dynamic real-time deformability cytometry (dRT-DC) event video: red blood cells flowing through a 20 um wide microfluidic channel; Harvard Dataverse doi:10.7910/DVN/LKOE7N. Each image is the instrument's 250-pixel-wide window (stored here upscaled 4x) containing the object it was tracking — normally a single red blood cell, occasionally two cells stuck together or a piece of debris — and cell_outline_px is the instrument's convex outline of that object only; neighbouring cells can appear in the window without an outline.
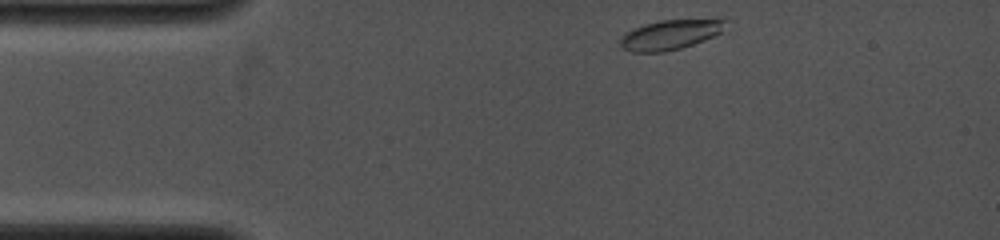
{"species": "common noctule bat (a hibernating species)", "species_latin": "Nyctalus noctula", "temperature_condition": "cold", "stored_images_in_passage": 9, "camera_frame_rate_fps": 4000, "um_per_image_px": 0.085, "animal": {"sex": "female", "body_mass_g": 19.0, "forearm_length_mm": 53.3}, "frame": {"image": 1, "passage_image": 1, "time_ms": 0.0, "image_size_px": [1000, 240], "cell_outline_px": [[728, 20], [720, 32], [704, 40], [680, 48], [664, 52], [632, 52], [624, 48], [620, 44], [620, 40], [624, 32], [644, 24], [660, 20], [720, 16], [724, 16]], "centroid_in_image_um": [57.06, 2.88], "position_along_channel_um": 27.9, "area_um2": 18.9}}
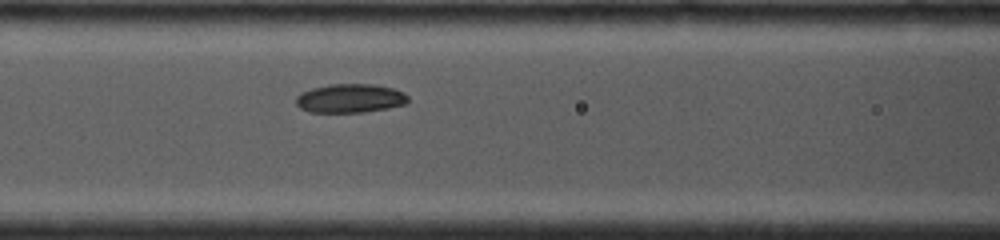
{"frame": {"image": 2, "passage_image": 6, "time_ms": 3.75, "image_size_px": [1000, 240], "cell_outline_px": [[408, 104], [388, 108], [364, 112], [308, 112], [300, 108], [296, 104], [296, 96], [300, 92], [312, 88], [328, 84], [372, 84], [392, 88], [404, 92], [408, 96]], "centroid_in_image_um": [29.75, 8.36], "position_along_channel_um": 136.8, "area_um2": 19.02}}
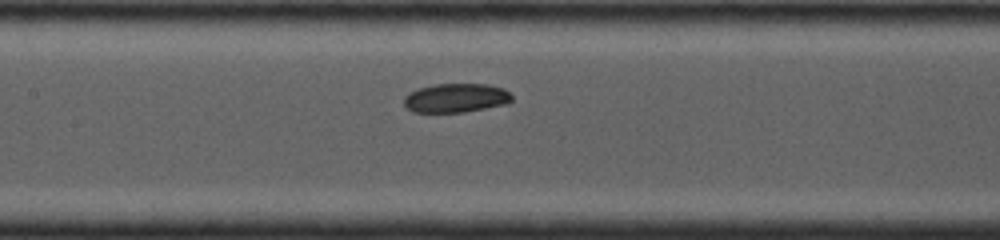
{"frame": {"image": 3, "passage_image": 8, "time_ms": 4.5, "image_size_px": [1000, 240], "cell_outline_px": [[512, 100], [504, 104], [464, 112], [412, 112], [404, 104], [404, 96], [408, 92], [420, 88], [436, 84], [488, 84], [504, 88], [512, 96]], "centroid_in_image_um": [38.73, 8.32], "position_along_channel_um": 168.7, "area_um2": 18.15}}